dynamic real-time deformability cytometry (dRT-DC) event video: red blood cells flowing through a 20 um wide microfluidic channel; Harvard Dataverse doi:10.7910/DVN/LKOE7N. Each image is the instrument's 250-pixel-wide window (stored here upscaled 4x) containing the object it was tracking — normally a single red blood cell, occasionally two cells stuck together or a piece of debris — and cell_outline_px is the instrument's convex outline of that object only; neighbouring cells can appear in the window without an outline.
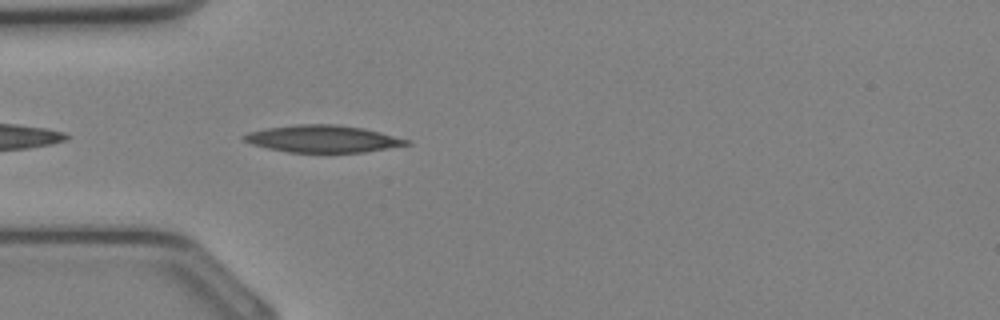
{"species": "Egyptian fruit bat (a non-hibernating species)", "species_latin": "Rousettus aegyptiacus", "temperature_condition": "cold", "stored_images_in_passage": 19, "camera_frame_rate_fps": 3000, "um_per_image_px": 0.085, "animal": {"sex": "female"}, "frame": {"image": 1, "passage_image": 4, "time_ms": 1.0, "image_size_px": [1000, 320], "cell_outline_px": [[412, 144], [364, 152], [288, 152], [268, 148], [252, 144], [244, 140], [240, 136], [248, 132], [268, 128], [296, 124], [336, 124], [364, 128], [380, 132], [408, 140]], "centroid_in_image_um": [27.42, 11.79], "position_along_channel_um": 57.6, "area_um2": 25.55}}
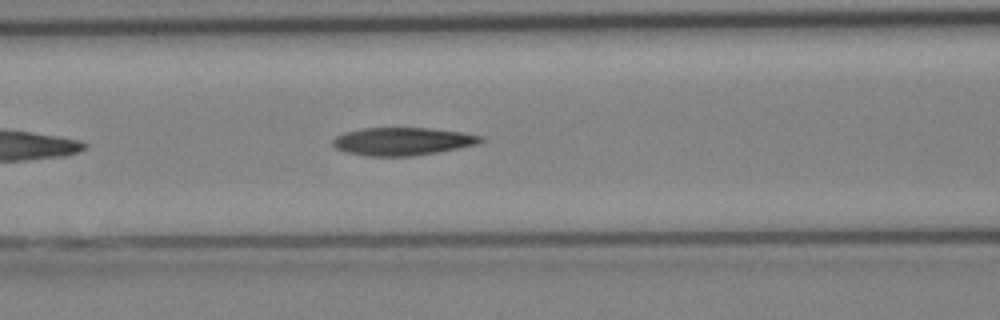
{"frame": {"image": 2, "passage_image": 8, "time_ms": 2.333, "image_size_px": [1000, 320], "cell_outline_px": [[484, 140], [476, 144], [436, 152], [412, 156], [368, 156], [348, 152], [336, 148], [332, 144], [332, 140], [336, 136], [344, 132], [360, 128], [432, 128], [460, 132], [484, 136]], "centroid_in_image_um": [34.18, 12.0], "position_along_channel_um": 132.4, "area_um2": 23.87}}
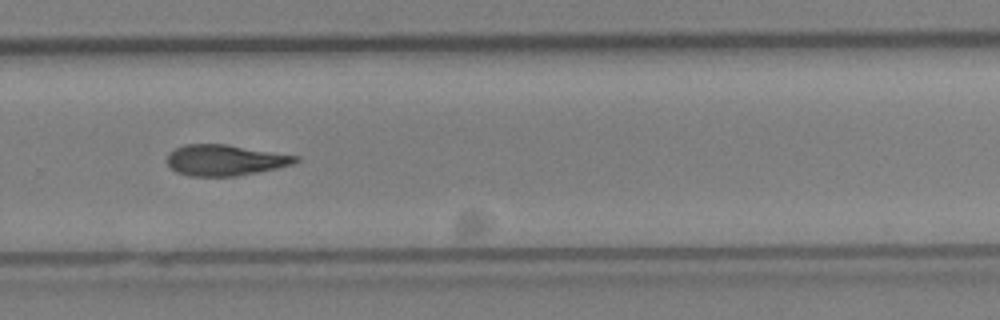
{"frame": {"image": 3, "passage_image": 17, "time_ms": 5.333, "image_size_px": [1000, 320], "cell_outline_px": [[300, 160], [292, 164], [276, 168], [236, 176], [192, 176], [176, 172], [168, 164], [168, 152], [184, 144], [224, 144], [300, 156]], "centroid_in_image_um": [19.12, 13.61], "position_along_channel_um": 310.7, "area_um2": 22.95}}